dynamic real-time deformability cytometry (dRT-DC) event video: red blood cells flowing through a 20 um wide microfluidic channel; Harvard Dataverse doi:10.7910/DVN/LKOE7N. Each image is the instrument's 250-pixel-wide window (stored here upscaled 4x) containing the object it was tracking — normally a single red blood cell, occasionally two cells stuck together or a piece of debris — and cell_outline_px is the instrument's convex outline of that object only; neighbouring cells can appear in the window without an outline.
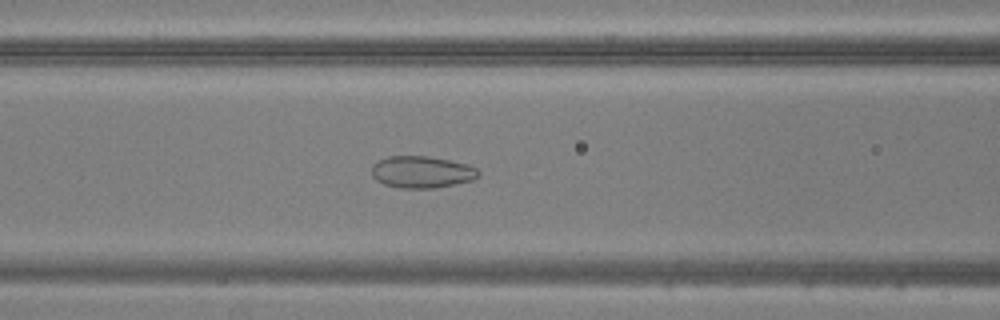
{"species": "common noctule bat (a hibernating species)", "species_latin": "Nyctalus noctula", "temperature_condition": "warm", "stored_images_in_passage": 45, "camera_frame_rate_fps": 3000, "um_per_image_px": 0.085, "animal": {"sex": "male", "body_mass_g": 20.5, "forearm_length_mm": 52.5}, "frame": {"image": 1, "passage_image": 16, "time_ms": 5.0, "image_size_px": [1000, 320], "cell_outline_px": [[480, 172], [472, 180], [432, 188], [400, 188], [384, 184], [376, 180], [372, 176], [372, 164], [388, 156], [428, 156], [468, 164], [476, 168]], "centroid_in_image_um": [35.81, 14.61], "position_along_channel_um": 130.8, "area_um2": 19.65}}
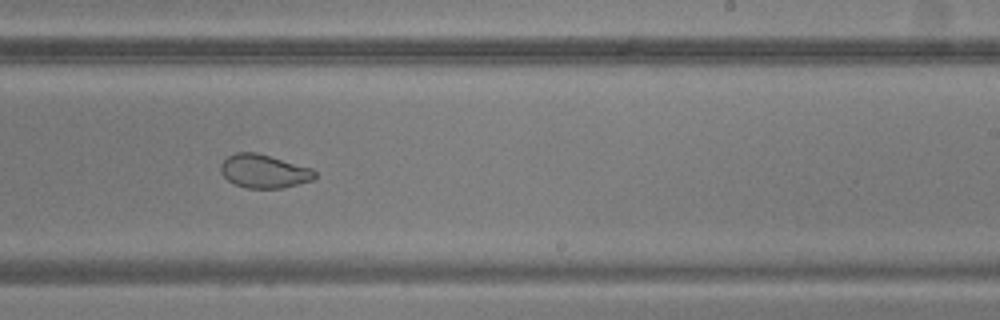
{"frame": {"image": 2, "passage_image": 26, "time_ms": 8.333, "image_size_px": [1000, 320], "cell_outline_px": [[316, 176], [312, 180], [280, 188], [248, 188], [236, 184], [228, 180], [220, 172], [220, 164], [228, 156], [236, 152], [256, 152], [312, 168], [316, 172]], "centroid_in_image_um": [22.42, 14.54], "position_along_channel_um": 266.6, "area_um2": 18.21}}
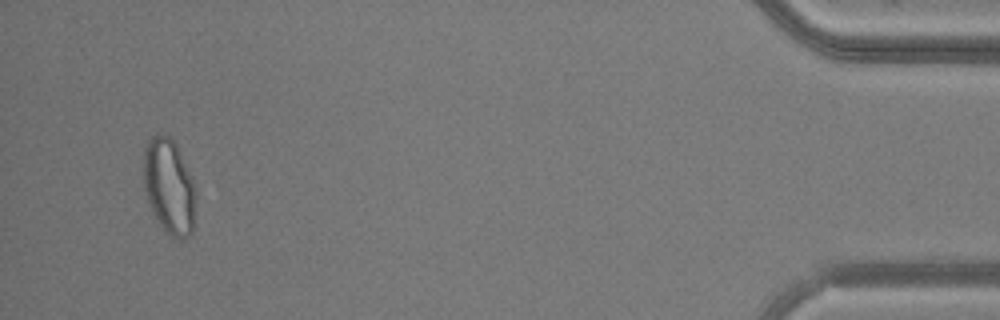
{"frame": {"image": 3, "passage_image": 43, "time_ms": 14.0, "image_size_px": [1000, 320], "cell_outline_px": [[196, 196], [192, 232], [184, 240], [180, 240], [172, 236], [156, 220], [148, 204], [144, 188], [144, 148], [148, 140], [156, 132], [160, 132], [168, 136], [176, 144], [192, 176], [196, 188]], "centroid_in_image_um": [14.38, 15.83], "position_along_channel_um": 420.8, "area_um2": 29.36}}